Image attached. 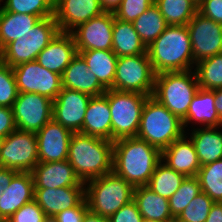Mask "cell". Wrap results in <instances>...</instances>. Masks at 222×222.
Wrapping results in <instances>:
<instances>
[{
	"instance_id": "cell-42",
	"label": "cell",
	"mask_w": 222,
	"mask_h": 222,
	"mask_svg": "<svg viewBox=\"0 0 222 222\" xmlns=\"http://www.w3.org/2000/svg\"><path fill=\"white\" fill-rule=\"evenodd\" d=\"M108 219L109 222H141L143 217L138 210L136 202L132 200L112 214Z\"/></svg>"
},
{
	"instance_id": "cell-19",
	"label": "cell",
	"mask_w": 222,
	"mask_h": 222,
	"mask_svg": "<svg viewBox=\"0 0 222 222\" xmlns=\"http://www.w3.org/2000/svg\"><path fill=\"white\" fill-rule=\"evenodd\" d=\"M85 198V186L34 189V200L47 217L77 206Z\"/></svg>"
},
{
	"instance_id": "cell-4",
	"label": "cell",
	"mask_w": 222,
	"mask_h": 222,
	"mask_svg": "<svg viewBox=\"0 0 222 222\" xmlns=\"http://www.w3.org/2000/svg\"><path fill=\"white\" fill-rule=\"evenodd\" d=\"M185 134L182 121L153 96H149L141 114L137 138L161 152Z\"/></svg>"
},
{
	"instance_id": "cell-50",
	"label": "cell",
	"mask_w": 222,
	"mask_h": 222,
	"mask_svg": "<svg viewBox=\"0 0 222 222\" xmlns=\"http://www.w3.org/2000/svg\"><path fill=\"white\" fill-rule=\"evenodd\" d=\"M215 109L222 120V88L214 90Z\"/></svg>"
},
{
	"instance_id": "cell-35",
	"label": "cell",
	"mask_w": 222,
	"mask_h": 222,
	"mask_svg": "<svg viewBox=\"0 0 222 222\" xmlns=\"http://www.w3.org/2000/svg\"><path fill=\"white\" fill-rule=\"evenodd\" d=\"M196 177L202 192L214 202H222V159L201 166Z\"/></svg>"
},
{
	"instance_id": "cell-39",
	"label": "cell",
	"mask_w": 222,
	"mask_h": 222,
	"mask_svg": "<svg viewBox=\"0 0 222 222\" xmlns=\"http://www.w3.org/2000/svg\"><path fill=\"white\" fill-rule=\"evenodd\" d=\"M19 91L13 69L0 57V106L12 108Z\"/></svg>"
},
{
	"instance_id": "cell-18",
	"label": "cell",
	"mask_w": 222,
	"mask_h": 222,
	"mask_svg": "<svg viewBox=\"0 0 222 222\" xmlns=\"http://www.w3.org/2000/svg\"><path fill=\"white\" fill-rule=\"evenodd\" d=\"M34 189L85 186L68 160L39 162L33 169Z\"/></svg>"
},
{
	"instance_id": "cell-17",
	"label": "cell",
	"mask_w": 222,
	"mask_h": 222,
	"mask_svg": "<svg viewBox=\"0 0 222 222\" xmlns=\"http://www.w3.org/2000/svg\"><path fill=\"white\" fill-rule=\"evenodd\" d=\"M103 12L100 0H54V18L60 32L70 33Z\"/></svg>"
},
{
	"instance_id": "cell-25",
	"label": "cell",
	"mask_w": 222,
	"mask_h": 222,
	"mask_svg": "<svg viewBox=\"0 0 222 222\" xmlns=\"http://www.w3.org/2000/svg\"><path fill=\"white\" fill-rule=\"evenodd\" d=\"M182 123L185 132L190 124H195V127H199L198 124L204 127H222V120L215 109L214 90L198 89Z\"/></svg>"
},
{
	"instance_id": "cell-48",
	"label": "cell",
	"mask_w": 222,
	"mask_h": 222,
	"mask_svg": "<svg viewBox=\"0 0 222 222\" xmlns=\"http://www.w3.org/2000/svg\"><path fill=\"white\" fill-rule=\"evenodd\" d=\"M122 0H100L102 9L106 12H115Z\"/></svg>"
},
{
	"instance_id": "cell-51",
	"label": "cell",
	"mask_w": 222,
	"mask_h": 222,
	"mask_svg": "<svg viewBox=\"0 0 222 222\" xmlns=\"http://www.w3.org/2000/svg\"><path fill=\"white\" fill-rule=\"evenodd\" d=\"M141 222H167V221H158V220L143 218Z\"/></svg>"
},
{
	"instance_id": "cell-22",
	"label": "cell",
	"mask_w": 222,
	"mask_h": 222,
	"mask_svg": "<svg viewBox=\"0 0 222 222\" xmlns=\"http://www.w3.org/2000/svg\"><path fill=\"white\" fill-rule=\"evenodd\" d=\"M162 161L186 177H196L201 167L194 144L186 134L162 151Z\"/></svg>"
},
{
	"instance_id": "cell-38",
	"label": "cell",
	"mask_w": 222,
	"mask_h": 222,
	"mask_svg": "<svg viewBox=\"0 0 222 222\" xmlns=\"http://www.w3.org/2000/svg\"><path fill=\"white\" fill-rule=\"evenodd\" d=\"M213 203L206 193L201 192L189 202L176 219L180 222H206Z\"/></svg>"
},
{
	"instance_id": "cell-13",
	"label": "cell",
	"mask_w": 222,
	"mask_h": 222,
	"mask_svg": "<svg viewBox=\"0 0 222 222\" xmlns=\"http://www.w3.org/2000/svg\"><path fill=\"white\" fill-rule=\"evenodd\" d=\"M186 26L190 35L195 64L222 53V24L197 12Z\"/></svg>"
},
{
	"instance_id": "cell-16",
	"label": "cell",
	"mask_w": 222,
	"mask_h": 222,
	"mask_svg": "<svg viewBox=\"0 0 222 222\" xmlns=\"http://www.w3.org/2000/svg\"><path fill=\"white\" fill-rule=\"evenodd\" d=\"M72 134L54 119L47 122L36 133L39 162L67 160Z\"/></svg>"
},
{
	"instance_id": "cell-29",
	"label": "cell",
	"mask_w": 222,
	"mask_h": 222,
	"mask_svg": "<svg viewBox=\"0 0 222 222\" xmlns=\"http://www.w3.org/2000/svg\"><path fill=\"white\" fill-rule=\"evenodd\" d=\"M133 200L143 218L158 221L174 219L169 209V199L156 194L146 185L135 187Z\"/></svg>"
},
{
	"instance_id": "cell-3",
	"label": "cell",
	"mask_w": 222,
	"mask_h": 222,
	"mask_svg": "<svg viewBox=\"0 0 222 222\" xmlns=\"http://www.w3.org/2000/svg\"><path fill=\"white\" fill-rule=\"evenodd\" d=\"M147 54L156 74L188 71L195 67L186 25H168L165 31L147 47Z\"/></svg>"
},
{
	"instance_id": "cell-52",
	"label": "cell",
	"mask_w": 222,
	"mask_h": 222,
	"mask_svg": "<svg viewBox=\"0 0 222 222\" xmlns=\"http://www.w3.org/2000/svg\"><path fill=\"white\" fill-rule=\"evenodd\" d=\"M193 4L198 8V6L204 1V0H191Z\"/></svg>"
},
{
	"instance_id": "cell-55",
	"label": "cell",
	"mask_w": 222,
	"mask_h": 222,
	"mask_svg": "<svg viewBox=\"0 0 222 222\" xmlns=\"http://www.w3.org/2000/svg\"><path fill=\"white\" fill-rule=\"evenodd\" d=\"M2 141H3V138L0 137V149H1Z\"/></svg>"
},
{
	"instance_id": "cell-43",
	"label": "cell",
	"mask_w": 222,
	"mask_h": 222,
	"mask_svg": "<svg viewBox=\"0 0 222 222\" xmlns=\"http://www.w3.org/2000/svg\"><path fill=\"white\" fill-rule=\"evenodd\" d=\"M89 210L86 199L84 198L77 206L61 211L53 218L56 222H82L85 214Z\"/></svg>"
},
{
	"instance_id": "cell-1",
	"label": "cell",
	"mask_w": 222,
	"mask_h": 222,
	"mask_svg": "<svg viewBox=\"0 0 222 222\" xmlns=\"http://www.w3.org/2000/svg\"><path fill=\"white\" fill-rule=\"evenodd\" d=\"M161 160L159 149L137 137L113 141V172L134 187L147 185Z\"/></svg>"
},
{
	"instance_id": "cell-34",
	"label": "cell",
	"mask_w": 222,
	"mask_h": 222,
	"mask_svg": "<svg viewBox=\"0 0 222 222\" xmlns=\"http://www.w3.org/2000/svg\"><path fill=\"white\" fill-rule=\"evenodd\" d=\"M194 71L201 89L222 88V53L197 62Z\"/></svg>"
},
{
	"instance_id": "cell-21",
	"label": "cell",
	"mask_w": 222,
	"mask_h": 222,
	"mask_svg": "<svg viewBox=\"0 0 222 222\" xmlns=\"http://www.w3.org/2000/svg\"><path fill=\"white\" fill-rule=\"evenodd\" d=\"M78 54L74 38L69 32H59L38 54L36 61L44 68L60 74Z\"/></svg>"
},
{
	"instance_id": "cell-9",
	"label": "cell",
	"mask_w": 222,
	"mask_h": 222,
	"mask_svg": "<svg viewBox=\"0 0 222 222\" xmlns=\"http://www.w3.org/2000/svg\"><path fill=\"white\" fill-rule=\"evenodd\" d=\"M156 73L148 54L118 57L112 89L152 96Z\"/></svg>"
},
{
	"instance_id": "cell-44",
	"label": "cell",
	"mask_w": 222,
	"mask_h": 222,
	"mask_svg": "<svg viewBox=\"0 0 222 222\" xmlns=\"http://www.w3.org/2000/svg\"><path fill=\"white\" fill-rule=\"evenodd\" d=\"M198 12L206 18L222 24V0H204L198 6Z\"/></svg>"
},
{
	"instance_id": "cell-30",
	"label": "cell",
	"mask_w": 222,
	"mask_h": 222,
	"mask_svg": "<svg viewBox=\"0 0 222 222\" xmlns=\"http://www.w3.org/2000/svg\"><path fill=\"white\" fill-rule=\"evenodd\" d=\"M40 20L36 15L4 11L0 7L1 48L30 31Z\"/></svg>"
},
{
	"instance_id": "cell-31",
	"label": "cell",
	"mask_w": 222,
	"mask_h": 222,
	"mask_svg": "<svg viewBox=\"0 0 222 222\" xmlns=\"http://www.w3.org/2000/svg\"><path fill=\"white\" fill-rule=\"evenodd\" d=\"M132 24L146 47L155 41L168 27L155 3L134 20Z\"/></svg>"
},
{
	"instance_id": "cell-53",
	"label": "cell",
	"mask_w": 222,
	"mask_h": 222,
	"mask_svg": "<svg viewBox=\"0 0 222 222\" xmlns=\"http://www.w3.org/2000/svg\"><path fill=\"white\" fill-rule=\"evenodd\" d=\"M44 222H56L53 217H47Z\"/></svg>"
},
{
	"instance_id": "cell-40",
	"label": "cell",
	"mask_w": 222,
	"mask_h": 222,
	"mask_svg": "<svg viewBox=\"0 0 222 222\" xmlns=\"http://www.w3.org/2000/svg\"><path fill=\"white\" fill-rule=\"evenodd\" d=\"M154 2L155 0H122L114 12L115 18L124 22H133Z\"/></svg>"
},
{
	"instance_id": "cell-11",
	"label": "cell",
	"mask_w": 222,
	"mask_h": 222,
	"mask_svg": "<svg viewBox=\"0 0 222 222\" xmlns=\"http://www.w3.org/2000/svg\"><path fill=\"white\" fill-rule=\"evenodd\" d=\"M12 111L18 130L37 133L53 119V100L36 93L19 92Z\"/></svg>"
},
{
	"instance_id": "cell-5",
	"label": "cell",
	"mask_w": 222,
	"mask_h": 222,
	"mask_svg": "<svg viewBox=\"0 0 222 222\" xmlns=\"http://www.w3.org/2000/svg\"><path fill=\"white\" fill-rule=\"evenodd\" d=\"M199 88L193 69L162 72L156 74L152 96L182 121Z\"/></svg>"
},
{
	"instance_id": "cell-20",
	"label": "cell",
	"mask_w": 222,
	"mask_h": 222,
	"mask_svg": "<svg viewBox=\"0 0 222 222\" xmlns=\"http://www.w3.org/2000/svg\"><path fill=\"white\" fill-rule=\"evenodd\" d=\"M32 172H17L0 195V220L6 221L23 205L34 200Z\"/></svg>"
},
{
	"instance_id": "cell-24",
	"label": "cell",
	"mask_w": 222,
	"mask_h": 222,
	"mask_svg": "<svg viewBox=\"0 0 222 222\" xmlns=\"http://www.w3.org/2000/svg\"><path fill=\"white\" fill-rule=\"evenodd\" d=\"M80 133L112 141L111 111L104 94L91 97Z\"/></svg>"
},
{
	"instance_id": "cell-26",
	"label": "cell",
	"mask_w": 222,
	"mask_h": 222,
	"mask_svg": "<svg viewBox=\"0 0 222 222\" xmlns=\"http://www.w3.org/2000/svg\"><path fill=\"white\" fill-rule=\"evenodd\" d=\"M192 127L191 132L185 134L194 144L200 165L222 159V131L219 130L222 127Z\"/></svg>"
},
{
	"instance_id": "cell-54",
	"label": "cell",
	"mask_w": 222,
	"mask_h": 222,
	"mask_svg": "<svg viewBox=\"0 0 222 222\" xmlns=\"http://www.w3.org/2000/svg\"><path fill=\"white\" fill-rule=\"evenodd\" d=\"M167 222H180V221H178L176 218H174V219L167 221Z\"/></svg>"
},
{
	"instance_id": "cell-23",
	"label": "cell",
	"mask_w": 222,
	"mask_h": 222,
	"mask_svg": "<svg viewBox=\"0 0 222 222\" xmlns=\"http://www.w3.org/2000/svg\"><path fill=\"white\" fill-rule=\"evenodd\" d=\"M61 78L63 88L76 90L90 96H99L107 91L97 77L90 72L85 60L79 54L71 60Z\"/></svg>"
},
{
	"instance_id": "cell-2",
	"label": "cell",
	"mask_w": 222,
	"mask_h": 222,
	"mask_svg": "<svg viewBox=\"0 0 222 222\" xmlns=\"http://www.w3.org/2000/svg\"><path fill=\"white\" fill-rule=\"evenodd\" d=\"M81 182L113 172V141L73 133L69 143L68 159Z\"/></svg>"
},
{
	"instance_id": "cell-49",
	"label": "cell",
	"mask_w": 222,
	"mask_h": 222,
	"mask_svg": "<svg viewBox=\"0 0 222 222\" xmlns=\"http://www.w3.org/2000/svg\"><path fill=\"white\" fill-rule=\"evenodd\" d=\"M82 222H109V219L88 210Z\"/></svg>"
},
{
	"instance_id": "cell-46",
	"label": "cell",
	"mask_w": 222,
	"mask_h": 222,
	"mask_svg": "<svg viewBox=\"0 0 222 222\" xmlns=\"http://www.w3.org/2000/svg\"><path fill=\"white\" fill-rule=\"evenodd\" d=\"M18 171L10 168L0 167V195L8 188L13 176Z\"/></svg>"
},
{
	"instance_id": "cell-6",
	"label": "cell",
	"mask_w": 222,
	"mask_h": 222,
	"mask_svg": "<svg viewBox=\"0 0 222 222\" xmlns=\"http://www.w3.org/2000/svg\"><path fill=\"white\" fill-rule=\"evenodd\" d=\"M135 187L114 172L85 183V199L89 210L109 218L133 200Z\"/></svg>"
},
{
	"instance_id": "cell-14",
	"label": "cell",
	"mask_w": 222,
	"mask_h": 222,
	"mask_svg": "<svg viewBox=\"0 0 222 222\" xmlns=\"http://www.w3.org/2000/svg\"><path fill=\"white\" fill-rule=\"evenodd\" d=\"M114 18V12L105 11L73 29L77 51L112 50Z\"/></svg>"
},
{
	"instance_id": "cell-56",
	"label": "cell",
	"mask_w": 222,
	"mask_h": 222,
	"mask_svg": "<svg viewBox=\"0 0 222 222\" xmlns=\"http://www.w3.org/2000/svg\"><path fill=\"white\" fill-rule=\"evenodd\" d=\"M2 48H1V46H0V57L2 56Z\"/></svg>"
},
{
	"instance_id": "cell-36",
	"label": "cell",
	"mask_w": 222,
	"mask_h": 222,
	"mask_svg": "<svg viewBox=\"0 0 222 222\" xmlns=\"http://www.w3.org/2000/svg\"><path fill=\"white\" fill-rule=\"evenodd\" d=\"M4 11L36 15L40 19L54 16V0H4Z\"/></svg>"
},
{
	"instance_id": "cell-41",
	"label": "cell",
	"mask_w": 222,
	"mask_h": 222,
	"mask_svg": "<svg viewBox=\"0 0 222 222\" xmlns=\"http://www.w3.org/2000/svg\"><path fill=\"white\" fill-rule=\"evenodd\" d=\"M47 216L35 200L19 208L6 222H44Z\"/></svg>"
},
{
	"instance_id": "cell-28",
	"label": "cell",
	"mask_w": 222,
	"mask_h": 222,
	"mask_svg": "<svg viewBox=\"0 0 222 222\" xmlns=\"http://www.w3.org/2000/svg\"><path fill=\"white\" fill-rule=\"evenodd\" d=\"M112 51L117 57L147 54V47L135 31L132 22L114 18Z\"/></svg>"
},
{
	"instance_id": "cell-45",
	"label": "cell",
	"mask_w": 222,
	"mask_h": 222,
	"mask_svg": "<svg viewBox=\"0 0 222 222\" xmlns=\"http://www.w3.org/2000/svg\"><path fill=\"white\" fill-rule=\"evenodd\" d=\"M16 129L12 108L0 106V137L4 138Z\"/></svg>"
},
{
	"instance_id": "cell-27",
	"label": "cell",
	"mask_w": 222,
	"mask_h": 222,
	"mask_svg": "<svg viewBox=\"0 0 222 222\" xmlns=\"http://www.w3.org/2000/svg\"><path fill=\"white\" fill-rule=\"evenodd\" d=\"M99 82L110 89L114 84L117 55L112 50L77 51Z\"/></svg>"
},
{
	"instance_id": "cell-10",
	"label": "cell",
	"mask_w": 222,
	"mask_h": 222,
	"mask_svg": "<svg viewBox=\"0 0 222 222\" xmlns=\"http://www.w3.org/2000/svg\"><path fill=\"white\" fill-rule=\"evenodd\" d=\"M38 163L36 133L16 129L3 138L0 167L18 172H32Z\"/></svg>"
},
{
	"instance_id": "cell-12",
	"label": "cell",
	"mask_w": 222,
	"mask_h": 222,
	"mask_svg": "<svg viewBox=\"0 0 222 222\" xmlns=\"http://www.w3.org/2000/svg\"><path fill=\"white\" fill-rule=\"evenodd\" d=\"M12 69L19 92L40 94L54 101L62 89L61 75L44 68L36 60Z\"/></svg>"
},
{
	"instance_id": "cell-32",
	"label": "cell",
	"mask_w": 222,
	"mask_h": 222,
	"mask_svg": "<svg viewBox=\"0 0 222 222\" xmlns=\"http://www.w3.org/2000/svg\"><path fill=\"white\" fill-rule=\"evenodd\" d=\"M185 178L184 174L176 172L161 160L146 186L161 197L169 199Z\"/></svg>"
},
{
	"instance_id": "cell-8",
	"label": "cell",
	"mask_w": 222,
	"mask_h": 222,
	"mask_svg": "<svg viewBox=\"0 0 222 222\" xmlns=\"http://www.w3.org/2000/svg\"><path fill=\"white\" fill-rule=\"evenodd\" d=\"M59 32L54 16L41 19L30 31L3 48L2 55L6 65L13 68L22 63L35 61L38 54Z\"/></svg>"
},
{
	"instance_id": "cell-37",
	"label": "cell",
	"mask_w": 222,
	"mask_h": 222,
	"mask_svg": "<svg viewBox=\"0 0 222 222\" xmlns=\"http://www.w3.org/2000/svg\"><path fill=\"white\" fill-rule=\"evenodd\" d=\"M201 192L199 179L186 177L179 189L169 198V209L172 217L177 218L189 202Z\"/></svg>"
},
{
	"instance_id": "cell-15",
	"label": "cell",
	"mask_w": 222,
	"mask_h": 222,
	"mask_svg": "<svg viewBox=\"0 0 222 222\" xmlns=\"http://www.w3.org/2000/svg\"><path fill=\"white\" fill-rule=\"evenodd\" d=\"M91 97L86 93L62 87L53 101V119L72 133L80 132Z\"/></svg>"
},
{
	"instance_id": "cell-47",
	"label": "cell",
	"mask_w": 222,
	"mask_h": 222,
	"mask_svg": "<svg viewBox=\"0 0 222 222\" xmlns=\"http://www.w3.org/2000/svg\"><path fill=\"white\" fill-rule=\"evenodd\" d=\"M206 222H222V202L212 204Z\"/></svg>"
},
{
	"instance_id": "cell-33",
	"label": "cell",
	"mask_w": 222,
	"mask_h": 222,
	"mask_svg": "<svg viewBox=\"0 0 222 222\" xmlns=\"http://www.w3.org/2000/svg\"><path fill=\"white\" fill-rule=\"evenodd\" d=\"M154 3L168 25H187L198 12L191 0H155Z\"/></svg>"
},
{
	"instance_id": "cell-7",
	"label": "cell",
	"mask_w": 222,
	"mask_h": 222,
	"mask_svg": "<svg viewBox=\"0 0 222 222\" xmlns=\"http://www.w3.org/2000/svg\"><path fill=\"white\" fill-rule=\"evenodd\" d=\"M112 121V141L136 137L140 125L142 109L149 97L136 92L107 89Z\"/></svg>"
}]
</instances>
